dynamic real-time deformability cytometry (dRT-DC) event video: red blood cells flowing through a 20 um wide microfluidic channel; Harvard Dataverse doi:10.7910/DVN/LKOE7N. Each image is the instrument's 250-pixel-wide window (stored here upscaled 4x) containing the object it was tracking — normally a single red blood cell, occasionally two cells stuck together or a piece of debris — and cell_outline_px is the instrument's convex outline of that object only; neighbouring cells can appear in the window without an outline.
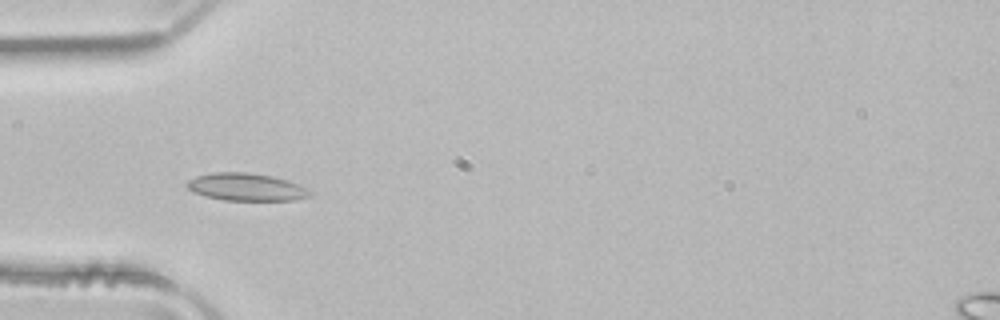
{"species": "common noctule bat (a hibernating species)", "species_latin": "Nyctalus noctula", "temperature_condition": "room temperature", "stored_images_in_passage": 50, "camera_frame_rate_fps": 3000, "um_per_image_px": 0.085, "animal": {"sex": "male", "body_mass_g": 21.5, "forearm_length_mm": 52.0}, "frame": {"image": 1, "passage_image": 15, "time_ms": 4.667, "image_size_px": [1000, 320], "cell_outline_px": [[312, 196], [296, 200], [224, 200], [204, 196], [192, 192], [184, 184], [188, 180], [196, 176], [212, 172], [248, 172], [272, 176], [288, 180], [308, 188], [312, 192]], "centroid_in_image_um": [20.93, 15.89], "position_along_channel_um": 64.1, "area_um2": 20.0}}
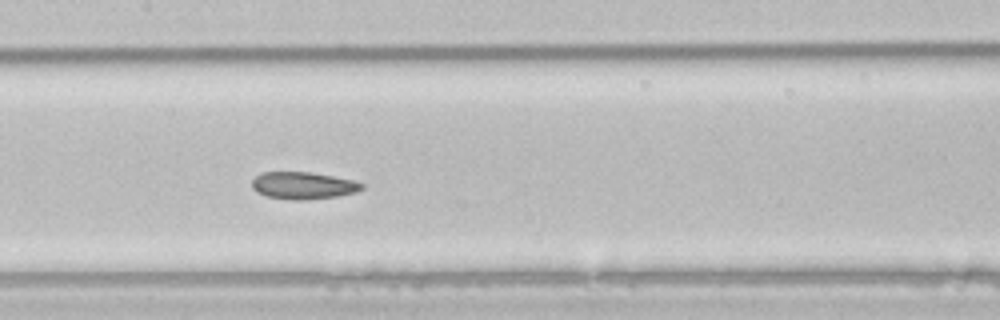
{"frame": {"image": 2, "passage_image": 24, "time_ms": 7.667, "image_size_px": [1000, 320], "cell_outline_px": [[364, 188], [356, 192], [336, 196], [304, 200], [292, 200], [268, 196], [256, 192], [252, 188], [252, 180], [260, 172], [312, 172], [352, 180], [364, 184]], "centroid_in_image_um": [25.75, 15.76], "position_along_channel_um": 181.7, "area_um2": 17.34}}
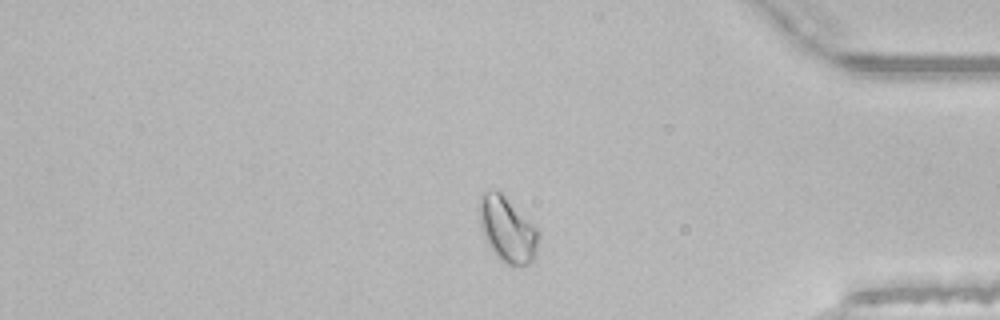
{"frame": {"image": 3, "passage_image": 42, "time_ms": 13.667, "image_size_px": [1000, 320], "cell_outline_px": [[540, 236], [532, 260], [528, 264], [508, 264], [500, 260], [496, 256], [488, 244], [484, 236], [480, 224], [476, 204], [480, 196], [484, 192], [496, 188], [540, 232]], "centroid_in_image_um": [43.06, 19.46], "position_along_channel_um": 392.1, "area_um2": 22.25}, "authors_computed_cell_mechanics": {"area_um2": 19.7098, "velocity_mm_per_s": 3.9436, "shape_relaxation_time_tau1_ms": 5.6959, "shape_relaxation_time_tau2_ms": 2.3014, "deformation_change_tau1": 0.0924, "deformation_change_tau2": 0.0599}}